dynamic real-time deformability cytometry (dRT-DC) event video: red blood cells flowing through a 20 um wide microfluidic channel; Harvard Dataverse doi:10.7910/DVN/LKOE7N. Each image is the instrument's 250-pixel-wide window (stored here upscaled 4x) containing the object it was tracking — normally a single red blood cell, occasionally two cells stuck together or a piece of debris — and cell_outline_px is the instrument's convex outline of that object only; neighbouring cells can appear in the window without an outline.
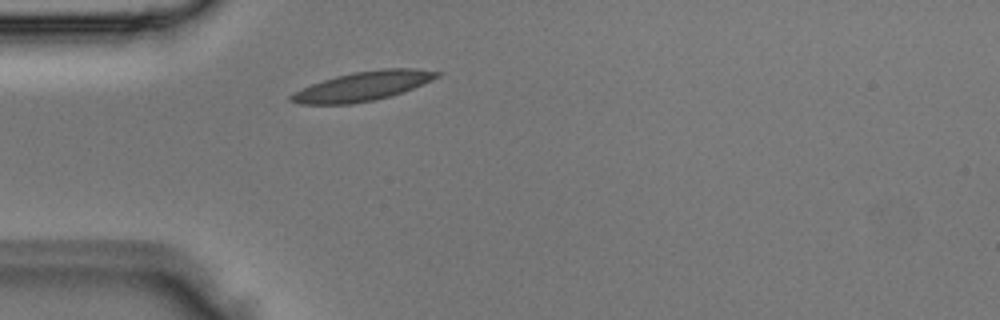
{"species": "Egyptian fruit bat (a non-hibernating species)", "species_latin": "Rousettus aegyptiacus", "temperature_condition": "room temperature", "stored_images_in_passage": 1, "camera_frame_rate_fps": 3000, "um_per_image_px": 0.085, "animal": {"sex": "male"}, "frame": {"image": 1, "passage_image": 1, "time_ms": 0.0, "image_size_px": [1000, 320], "cell_outline_px": [[444, 72], [440, 76], [432, 80], [412, 88], [388, 96], [372, 100], [352, 104], [300, 104], [288, 100], [288, 96], [312, 84], [336, 76], [352, 72], [380, 68], [416, 68]], "centroid_in_image_um": [30.87, 7.31], "position_along_channel_um": 54.1, "area_um2": 24.68}}